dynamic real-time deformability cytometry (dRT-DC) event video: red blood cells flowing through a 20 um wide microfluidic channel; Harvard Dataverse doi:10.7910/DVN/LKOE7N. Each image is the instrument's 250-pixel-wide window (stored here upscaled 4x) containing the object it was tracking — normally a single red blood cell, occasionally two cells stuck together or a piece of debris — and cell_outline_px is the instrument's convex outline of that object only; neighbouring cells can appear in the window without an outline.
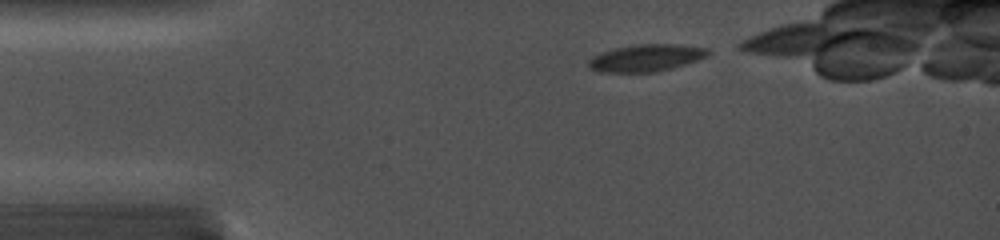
{"species": "common noctule bat (a hibernating species)", "species_latin": "Nyctalus noctula", "temperature_condition": "cold", "stored_images_in_passage": 21, "camera_frame_rate_fps": 5000, "um_per_image_px": 0.085, "animal": {"sex": "female", "body_mass_g": 19.0, "forearm_length_mm": 56.7}, "frame": {"image": 1, "passage_image": 1, "time_ms": 0.0, "image_size_px": [1000, 240], "cell_outline_px": [[712, 52], [708, 56], [672, 68], [652, 72], [600, 72], [592, 68], [588, 64], [588, 60], [592, 56], [600, 52], [612, 48], [636, 44], [680, 44], [708, 48]], "centroid_in_image_um": [54.92, 4.9], "position_along_channel_um": 30.1, "area_um2": 18.96}}
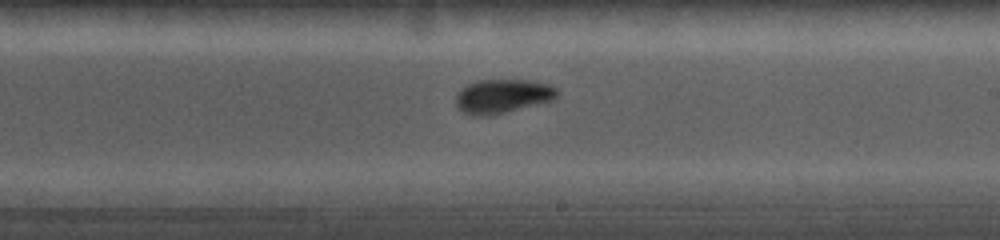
{"frame": {"image": 2, "passage_image": 13, "time_ms": 6.6, "image_size_px": [1000, 240], "cell_outline_px": [[560, 92], [552, 100], [492, 116], [472, 116], [456, 108], [456, 92], [460, 88], [476, 80], [524, 80], [548, 84], [556, 88]], "centroid_in_image_um": [42.66, 8.18], "position_along_channel_um": 246.3, "area_um2": 20.23}}
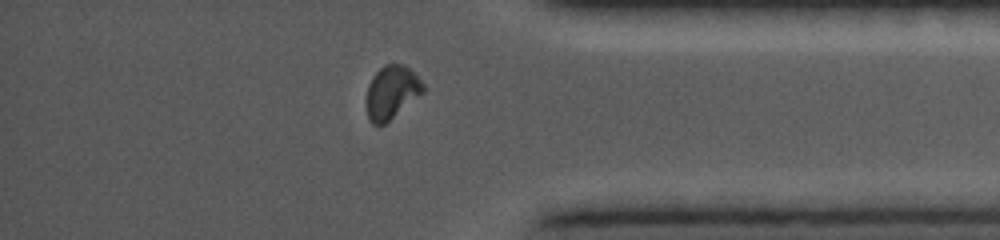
{"frame": {"image": 3, "passage_image": 20, "time_ms": 10.6, "image_size_px": [1000, 240], "cell_outline_px": [[428, 88], [424, 92], [384, 124], [372, 124], [368, 116], [364, 104], [364, 100], [368, 84], [372, 76], [384, 64], [404, 64]], "centroid_in_image_um": [33.25, 7.83], "position_along_channel_um": 401.9, "area_um2": 17.74}}